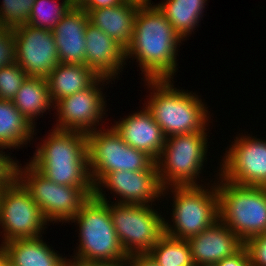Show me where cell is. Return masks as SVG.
<instances>
[{
    "label": "cell",
    "instance_id": "obj_1",
    "mask_svg": "<svg viewBox=\"0 0 266 266\" xmlns=\"http://www.w3.org/2000/svg\"><path fill=\"white\" fill-rule=\"evenodd\" d=\"M181 41V36L156 5H140L131 43L125 49V59H137L145 80L173 81L178 70L177 47Z\"/></svg>",
    "mask_w": 266,
    "mask_h": 266
},
{
    "label": "cell",
    "instance_id": "obj_2",
    "mask_svg": "<svg viewBox=\"0 0 266 266\" xmlns=\"http://www.w3.org/2000/svg\"><path fill=\"white\" fill-rule=\"evenodd\" d=\"M29 162L47 179L67 186H93L89 175L87 134L52 129Z\"/></svg>",
    "mask_w": 266,
    "mask_h": 266
},
{
    "label": "cell",
    "instance_id": "obj_3",
    "mask_svg": "<svg viewBox=\"0 0 266 266\" xmlns=\"http://www.w3.org/2000/svg\"><path fill=\"white\" fill-rule=\"evenodd\" d=\"M146 81L153 91L145 107L166 137L207 131L208 107L197 94L175 88L171 79Z\"/></svg>",
    "mask_w": 266,
    "mask_h": 266
},
{
    "label": "cell",
    "instance_id": "obj_4",
    "mask_svg": "<svg viewBox=\"0 0 266 266\" xmlns=\"http://www.w3.org/2000/svg\"><path fill=\"white\" fill-rule=\"evenodd\" d=\"M102 189L94 188V195L82 204L70 220L78 224L80 232L78 252L72 257L90 262L128 259L112 223L110 202Z\"/></svg>",
    "mask_w": 266,
    "mask_h": 266
},
{
    "label": "cell",
    "instance_id": "obj_5",
    "mask_svg": "<svg viewBox=\"0 0 266 266\" xmlns=\"http://www.w3.org/2000/svg\"><path fill=\"white\" fill-rule=\"evenodd\" d=\"M219 180V219L244 243L266 233V187L239 185L220 175Z\"/></svg>",
    "mask_w": 266,
    "mask_h": 266
},
{
    "label": "cell",
    "instance_id": "obj_6",
    "mask_svg": "<svg viewBox=\"0 0 266 266\" xmlns=\"http://www.w3.org/2000/svg\"><path fill=\"white\" fill-rule=\"evenodd\" d=\"M15 161L14 176L29 191L47 222H70L82 204L94 195V186H67L52 182L30 163ZM20 167V168H19Z\"/></svg>",
    "mask_w": 266,
    "mask_h": 266
},
{
    "label": "cell",
    "instance_id": "obj_7",
    "mask_svg": "<svg viewBox=\"0 0 266 266\" xmlns=\"http://www.w3.org/2000/svg\"><path fill=\"white\" fill-rule=\"evenodd\" d=\"M215 184V185H214ZM206 186H170L163 189L162 196L172 189L173 225L165 221V234L187 240L210 227L219 219L217 184Z\"/></svg>",
    "mask_w": 266,
    "mask_h": 266
},
{
    "label": "cell",
    "instance_id": "obj_8",
    "mask_svg": "<svg viewBox=\"0 0 266 266\" xmlns=\"http://www.w3.org/2000/svg\"><path fill=\"white\" fill-rule=\"evenodd\" d=\"M207 139V132L166 137L161 155L156 160L158 177L163 189L170 186L200 185L196 179L197 176L200 177L204 168L203 163L207 158Z\"/></svg>",
    "mask_w": 266,
    "mask_h": 266
},
{
    "label": "cell",
    "instance_id": "obj_9",
    "mask_svg": "<svg viewBox=\"0 0 266 266\" xmlns=\"http://www.w3.org/2000/svg\"><path fill=\"white\" fill-rule=\"evenodd\" d=\"M87 153L94 187L108 173L146 170L154 162L144 151L130 147L113 126L87 133Z\"/></svg>",
    "mask_w": 266,
    "mask_h": 266
},
{
    "label": "cell",
    "instance_id": "obj_10",
    "mask_svg": "<svg viewBox=\"0 0 266 266\" xmlns=\"http://www.w3.org/2000/svg\"><path fill=\"white\" fill-rule=\"evenodd\" d=\"M113 203L112 223L127 255L147 253L165 234L166 219L152 205Z\"/></svg>",
    "mask_w": 266,
    "mask_h": 266
},
{
    "label": "cell",
    "instance_id": "obj_11",
    "mask_svg": "<svg viewBox=\"0 0 266 266\" xmlns=\"http://www.w3.org/2000/svg\"><path fill=\"white\" fill-rule=\"evenodd\" d=\"M47 221L29 191L14 177L5 187L0 199V226L3 243L42 236ZM45 226V227H44Z\"/></svg>",
    "mask_w": 266,
    "mask_h": 266
},
{
    "label": "cell",
    "instance_id": "obj_12",
    "mask_svg": "<svg viewBox=\"0 0 266 266\" xmlns=\"http://www.w3.org/2000/svg\"><path fill=\"white\" fill-rule=\"evenodd\" d=\"M235 138L225 151L219 175L239 185L266 187V140L252 135Z\"/></svg>",
    "mask_w": 266,
    "mask_h": 266
},
{
    "label": "cell",
    "instance_id": "obj_13",
    "mask_svg": "<svg viewBox=\"0 0 266 266\" xmlns=\"http://www.w3.org/2000/svg\"><path fill=\"white\" fill-rule=\"evenodd\" d=\"M12 32L15 62L28 77L47 78L60 63L52 31L26 24Z\"/></svg>",
    "mask_w": 266,
    "mask_h": 266
},
{
    "label": "cell",
    "instance_id": "obj_14",
    "mask_svg": "<svg viewBox=\"0 0 266 266\" xmlns=\"http://www.w3.org/2000/svg\"><path fill=\"white\" fill-rule=\"evenodd\" d=\"M103 82L109 84L110 79L99 77L89 88L58 100L53 108L57 109L59 120L57 119L58 122L53 129L80 131L86 134L97 129L96 124L99 125V121L104 118L106 107L105 96L100 87L105 85Z\"/></svg>",
    "mask_w": 266,
    "mask_h": 266
},
{
    "label": "cell",
    "instance_id": "obj_15",
    "mask_svg": "<svg viewBox=\"0 0 266 266\" xmlns=\"http://www.w3.org/2000/svg\"><path fill=\"white\" fill-rule=\"evenodd\" d=\"M101 187L115 192L120 197L116 203L121 204L152 205L163 193L156 161L146 170L108 173L94 188Z\"/></svg>",
    "mask_w": 266,
    "mask_h": 266
},
{
    "label": "cell",
    "instance_id": "obj_16",
    "mask_svg": "<svg viewBox=\"0 0 266 266\" xmlns=\"http://www.w3.org/2000/svg\"><path fill=\"white\" fill-rule=\"evenodd\" d=\"M195 265L217 264L238 252L244 242L220 219L205 231L186 240Z\"/></svg>",
    "mask_w": 266,
    "mask_h": 266
},
{
    "label": "cell",
    "instance_id": "obj_17",
    "mask_svg": "<svg viewBox=\"0 0 266 266\" xmlns=\"http://www.w3.org/2000/svg\"><path fill=\"white\" fill-rule=\"evenodd\" d=\"M143 110V111H142ZM112 125L121 138L135 149L144 151L154 161L158 159L166 142L160 126L152 114L144 107Z\"/></svg>",
    "mask_w": 266,
    "mask_h": 266
},
{
    "label": "cell",
    "instance_id": "obj_18",
    "mask_svg": "<svg viewBox=\"0 0 266 266\" xmlns=\"http://www.w3.org/2000/svg\"><path fill=\"white\" fill-rule=\"evenodd\" d=\"M86 66L99 77L113 79L126 64L125 49L101 29L88 24L85 31ZM121 69V71H120Z\"/></svg>",
    "mask_w": 266,
    "mask_h": 266
},
{
    "label": "cell",
    "instance_id": "obj_19",
    "mask_svg": "<svg viewBox=\"0 0 266 266\" xmlns=\"http://www.w3.org/2000/svg\"><path fill=\"white\" fill-rule=\"evenodd\" d=\"M88 13L77 6L62 17L52 30L60 63L86 65L85 31Z\"/></svg>",
    "mask_w": 266,
    "mask_h": 266
},
{
    "label": "cell",
    "instance_id": "obj_20",
    "mask_svg": "<svg viewBox=\"0 0 266 266\" xmlns=\"http://www.w3.org/2000/svg\"><path fill=\"white\" fill-rule=\"evenodd\" d=\"M139 6L138 3L125 0L114 7L93 9L87 12L89 22L126 49L132 40Z\"/></svg>",
    "mask_w": 266,
    "mask_h": 266
},
{
    "label": "cell",
    "instance_id": "obj_21",
    "mask_svg": "<svg viewBox=\"0 0 266 266\" xmlns=\"http://www.w3.org/2000/svg\"><path fill=\"white\" fill-rule=\"evenodd\" d=\"M18 239L0 246V254L13 266H63L62 258L41 239Z\"/></svg>",
    "mask_w": 266,
    "mask_h": 266
},
{
    "label": "cell",
    "instance_id": "obj_22",
    "mask_svg": "<svg viewBox=\"0 0 266 266\" xmlns=\"http://www.w3.org/2000/svg\"><path fill=\"white\" fill-rule=\"evenodd\" d=\"M99 76L85 64L59 63L47 77L53 104L89 88Z\"/></svg>",
    "mask_w": 266,
    "mask_h": 266
},
{
    "label": "cell",
    "instance_id": "obj_23",
    "mask_svg": "<svg viewBox=\"0 0 266 266\" xmlns=\"http://www.w3.org/2000/svg\"><path fill=\"white\" fill-rule=\"evenodd\" d=\"M12 102L17 110L35 127V117L38 118L41 113L54 106L47 78L27 77Z\"/></svg>",
    "mask_w": 266,
    "mask_h": 266
},
{
    "label": "cell",
    "instance_id": "obj_24",
    "mask_svg": "<svg viewBox=\"0 0 266 266\" xmlns=\"http://www.w3.org/2000/svg\"><path fill=\"white\" fill-rule=\"evenodd\" d=\"M34 128L12 101L0 99V146L3 149L26 145L33 139Z\"/></svg>",
    "mask_w": 266,
    "mask_h": 266
},
{
    "label": "cell",
    "instance_id": "obj_25",
    "mask_svg": "<svg viewBox=\"0 0 266 266\" xmlns=\"http://www.w3.org/2000/svg\"><path fill=\"white\" fill-rule=\"evenodd\" d=\"M207 0H164L156 4L173 29L186 40L198 26ZM185 38V39H184Z\"/></svg>",
    "mask_w": 266,
    "mask_h": 266
},
{
    "label": "cell",
    "instance_id": "obj_26",
    "mask_svg": "<svg viewBox=\"0 0 266 266\" xmlns=\"http://www.w3.org/2000/svg\"><path fill=\"white\" fill-rule=\"evenodd\" d=\"M147 254L159 266H194L186 240L164 234Z\"/></svg>",
    "mask_w": 266,
    "mask_h": 266
},
{
    "label": "cell",
    "instance_id": "obj_27",
    "mask_svg": "<svg viewBox=\"0 0 266 266\" xmlns=\"http://www.w3.org/2000/svg\"><path fill=\"white\" fill-rule=\"evenodd\" d=\"M72 7L69 0H63L62 3L56 0H35L27 24L52 31Z\"/></svg>",
    "mask_w": 266,
    "mask_h": 266
},
{
    "label": "cell",
    "instance_id": "obj_28",
    "mask_svg": "<svg viewBox=\"0 0 266 266\" xmlns=\"http://www.w3.org/2000/svg\"><path fill=\"white\" fill-rule=\"evenodd\" d=\"M35 0H3L0 6V26L12 30L26 25Z\"/></svg>",
    "mask_w": 266,
    "mask_h": 266
},
{
    "label": "cell",
    "instance_id": "obj_29",
    "mask_svg": "<svg viewBox=\"0 0 266 266\" xmlns=\"http://www.w3.org/2000/svg\"><path fill=\"white\" fill-rule=\"evenodd\" d=\"M27 77L15 61L0 67V99L12 101Z\"/></svg>",
    "mask_w": 266,
    "mask_h": 266
},
{
    "label": "cell",
    "instance_id": "obj_30",
    "mask_svg": "<svg viewBox=\"0 0 266 266\" xmlns=\"http://www.w3.org/2000/svg\"><path fill=\"white\" fill-rule=\"evenodd\" d=\"M244 246L248 250L251 266H266V233L249 238Z\"/></svg>",
    "mask_w": 266,
    "mask_h": 266
},
{
    "label": "cell",
    "instance_id": "obj_31",
    "mask_svg": "<svg viewBox=\"0 0 266 266\" xmlns=\"http://www.w3.org/2000/svg\"><path fill=\"white\" fill-rule=\"evenodd\" d=\"M15 61L12 30L0 26V67Z\"/></svg>",
    "mask_w": 266,
    "mask_h": 266
},
{
    "label": "cell",
    "instance_id": "obj_32",
    "mask_svg": "<svg viewBox=\"0 0 266 266\" xmlns=\"http://www.w3.org/2000/svg\"><path fill=\"white\" fill-rule=\"evenodd\" d=\"M217 266H251L248 250L243 246L238 252L217 263Z\"/></svg>",
    "mask_w": 266,
    "mask_h": 266
},
{
    "label": "cell",
    "instance_id": "obj_33",
    "mask_svg": "<svg viewBox=\"0 0 266 266\" xmlns=\"http://www.w3.org/2000/svg\"><path fill=\"white\" fill-rule=\"evenodd\" d=\"M2 149V150H1ZM0 179H13L15 173V160L3 152L0 146Z\"/></svg>",
    "mask_w": 266,
    "mask_h": 266
},
{
    "label": "cell",
    "instance_id": "obj_34",
    "mask_svg": "<svg viewBox=\"0 0 266 266\" xmlns=\"http://www.w3.org/2000/svg\"><path fill=\"white\" fill-rule=\"evenodd\" d=\"M125 0H83L77 7L88 12L93 9L105 8V7H114Z\"/></svg>",
    "mask_w": 266,
    "mask_h": 266
},
{
    "label": "cell",
    "instance_id": "obj_35",
    "mask_svg": "<svg viewBox=\"0 0 266 266\" xmlns=\"http://www.w3.org/2000/svg\"><path fill=\"white\" fill-rule=\"evenodd\" d=\"M128 264L129 266H159L147 253L128 255Z\"/></svg>",
    "mask_w": 266,
    "mask_h": 266
},
{
    "label": "cell",
    "instance_id": "obj_36",
    "mask_svg": "<svg viewBox=\"0 0 266 266\" xmlns=\"http://www.w3.org/2000/svg\"><path fill=\"white\" fill-rule=\"evenodd\" d=\"M63 266H94V262L84 261L76 257L71 260L65 257Z\"/></svg>",
    "mask_w": 266,
    "mask_h": 266
},
{
    "label": "cell",
    "instance_id": "obj_37",
    "mask_svg": "<svg viewBox=\"0 0 266 266\" xmlns=\"http://www.w3.org/2000/svg\"><path fill=\"white\" fill-rule=\"evenodd\" d=\"M128 259L109 261V262H94V266H129Z\"/></svg>",
    "mask_w": 266,
    "mask_h": 266
},
{
    "label": "cell",
    "instance_id": "obj_38",
    "mask_svg": "<svg viewBox=\"0 0 266 266\" xmlns=\"http://www.w3.org/2000/svg\"><path fill=\"white\" fill-rule=\"evenodd\" d=\"M12 179H2L0 181V199H1V195H2V192L4 190V187L11 181Z\"/></svg>",
    "mask_w": 266,
    "mask_h": 266
},
{
    "label": "cell",
    "instance_id": "obj_39",
    "mask_svg": "<svg viewBox=\"0 0 266 266\" xmlns=\"http://www.w3.org/2000/svg\"><path fill=\"white\" fill-rule=\"evenodd\" d=\"M0 266H13V265L0 254Z\"/></svg>",
    "mask_w": 266,
    "mask_h": 266
},
{
    "label": "cell",
    "instance_id": "obj_40",
    "mask_svg": "<svg viewBox=\"0 0 266 266\" xmlns=\"http://www.w3.org/2000/svg\"><path fill=\"white\" fill-rule=\"evenodd\" d=\"M135 3H138L140 5H147V4H151V0H129Z\"/></svg>",
    "mask_w": 266,
    "mask_h": 266
},
{
    "label": "cell",
    "instance_id": "obj_41",
    "mask_svg": "<svg viewBox=\"0 0 266 266\" xmlns=\"http://www.w3.org/2000/svg\"><path fill=\"white\" fill-rule=\"evenodd\" d=\"M73 6H78L83 0H69Z\"/></svg>",
    "mask_w": 266,
    "mask_h": 266
},
{
    "label": "cell",
    "instance_id": "obj_42",
    "mask_svg": "<svg viewBox=\"0 0 266 266\" xmlns=\"http://www.w3.org/2000/svg\"><path fill=\"white\" fill-rule=\"evenodd\" d=\"M194 266H217V264H199Z\"/></svg>",
    "mask_w": 266,
    "mask_h": 266
}]
</instances>
